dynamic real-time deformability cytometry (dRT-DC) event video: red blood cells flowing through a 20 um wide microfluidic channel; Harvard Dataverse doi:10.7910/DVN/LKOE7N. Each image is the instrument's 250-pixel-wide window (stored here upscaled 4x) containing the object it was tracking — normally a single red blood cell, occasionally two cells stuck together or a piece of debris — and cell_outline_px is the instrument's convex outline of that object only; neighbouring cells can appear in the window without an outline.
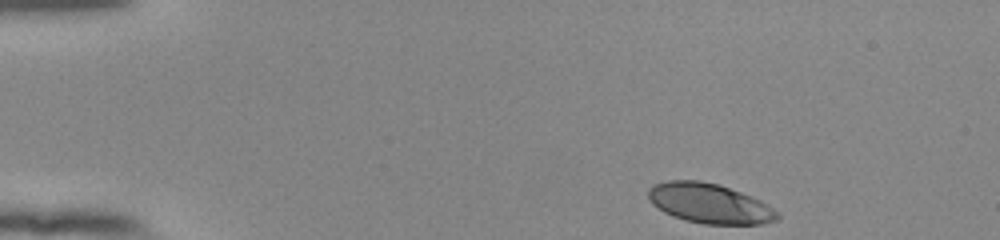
{"species": "human", "species_latin": "Homo sapiens", "temperature_condition": "room temperature", "stored_images_in_passage": 47, "camera_frame_rate_fps": 3000, "um_per_image_px": 0.085, "donor": {"sex": "female"}, "frame": {"image": 1, "passage_image": 1, "time_ms": 0.0, "image_size_px": [1000, 240], "cell_outline_px": [[780, 216], [776, 220], [764, 224], [704, 224], [684, 220], [672, 216], [664, 212], [652, 204], [648, 200], [648, 188], [652, 184], [668, 180], [700, 180], [720, 184], [760, 200], [780, 212]], "centroid_in_image_um": [60.29, 17.28], "position_along_channel_um": 24.7, "area_um2": 30.29}}
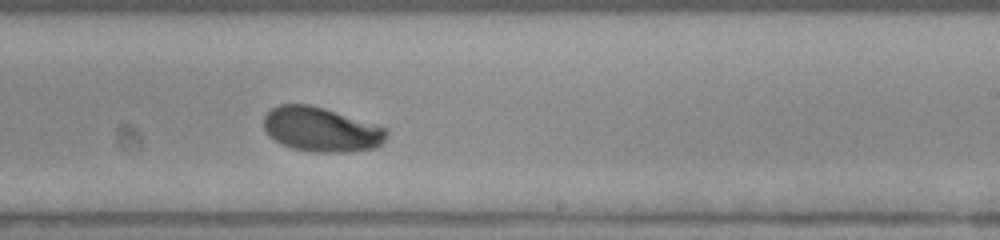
{"frame": {"image": 2, "passage_image": 27, "time_ms": 8.667, "image_size_px": [1000, 240], "cell_outline_px": [[388, 136], [376, 148], [344, 152], [312, 152], [292, 148], [280, 144], [268, 136], [264, 128], [264, 116], [272, 108], [280, 104], [308, 104], [324, 108], [388, 128]], "centroid_in_image_um": [27.29, 11.01], "position_along_channel_um": 261.7, "area_um2": 31.96}}
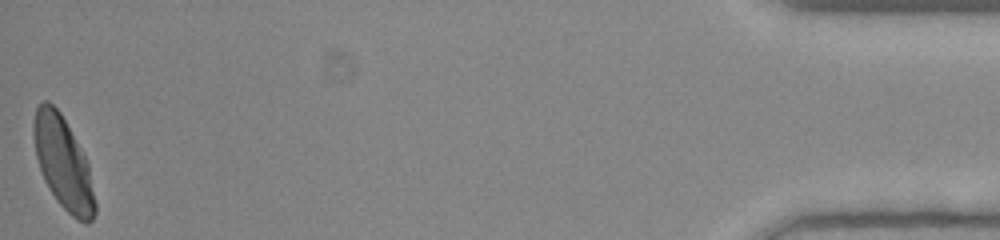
{"frame": {"image": 3, "passage_image": 47, "time_ms": 15.333, "image_size_px": [1000, 240], "cell_outline_px": [[96, 212], [92, 220], [88, 224], [84, 224], [76, 220], [56, 200], [48, 188], [44, 180], [36, 156], [32, 136], [32, 120], [36, 108], [44, 100], [48, 100], [60, 112], [80, 148], [88, 164], [96, 204]], "centroid_in_image_um": [5.35, 13.88], "position_along_channel_um": 429.9, "area_um2": 32.95}, "authors_computed_cell_mechanics": {"area_um2": 31.79, "velocity_mm_per_s": 3.8404, "shape_relaxation_time_tau1_ms": 3.68, "shape_relaxation_time_tau2_ms": null, "deformation_change_tau1": 0.1781, "deformation_change_tau2": null}}